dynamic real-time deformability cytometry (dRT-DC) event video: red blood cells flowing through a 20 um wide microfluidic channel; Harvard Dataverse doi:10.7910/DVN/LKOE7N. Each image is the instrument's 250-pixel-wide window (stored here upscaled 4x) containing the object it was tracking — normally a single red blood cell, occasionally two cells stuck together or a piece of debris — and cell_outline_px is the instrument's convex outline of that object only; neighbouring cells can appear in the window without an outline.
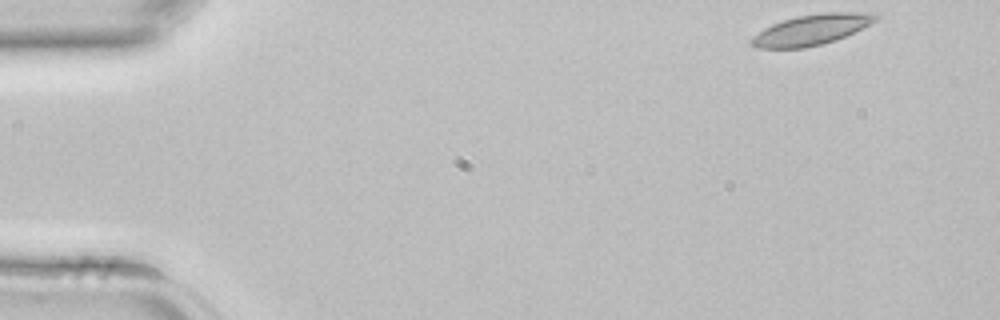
{"species": "common noctule bat (a hibernating species)", "species_latin": "Nyctalus noctula", "temperature_condition": "room temperature", "stored_images_in_passage": 41, "camera_frame_rate_fps": 3000, "um_per_image_px": 0.085, "animal": {"sex": "female", "body_mass_g": 22.7, "forearm_length_mm": 54.2}, "frame": {"image": 1, "passage_image": 1, "time_ms": 0.0, "image_size_px": [1000, 320], "cell_outline_px": [[880, 20], [836, 40], [804, 48], [756, 48], [748, 44], [748, 40], [752, 36], [764, 28], [772, 24], [796, 16], [824, 12], [876, 12], [880, 16]], "centroid_in_image_um": [69.0, 2.51], "position_along_channel_um": 16.0, "area_um2": 22.43}}
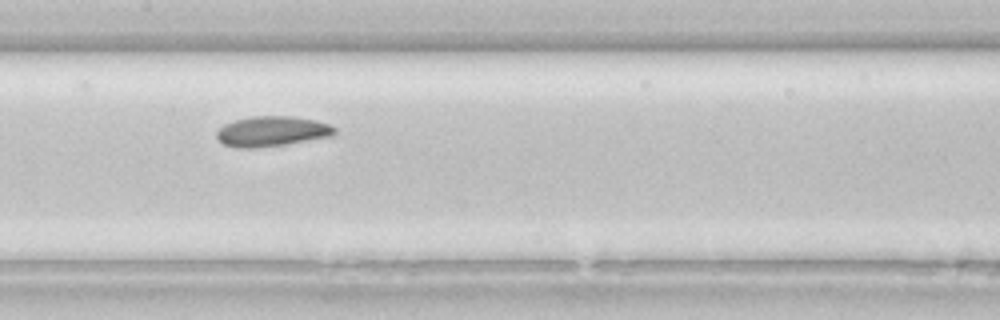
{"frame": {"image": 2, "passage_image": 19, "time_ms": 6.0, "image_size_px": [1000, 320], "cell_outline_px": [[336, 132], [332, 136], [284, 144], [256, 148], [236, 148], [224, 144], [216, 136], [216, 132], [224, 124], [236, 120], [252, 116], [292, 116], [316, 120], [328, 124], [336, 128]], "centroid_in_image_um": [23.11, 11.16], "position_along_channel_um": 184.3, "area_um2": 20.63}}
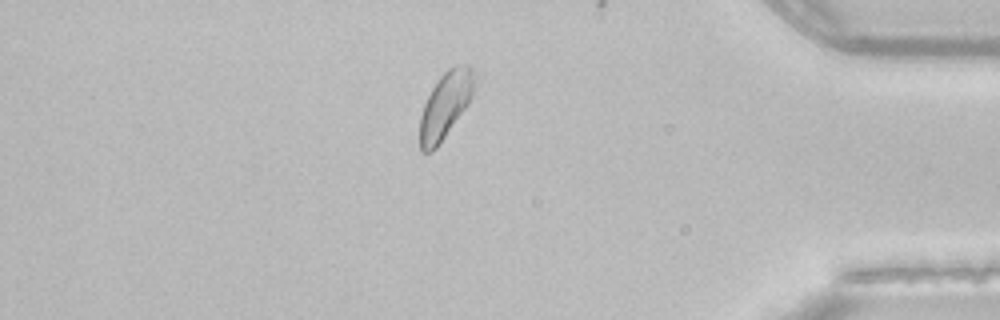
{"frame": {"image": 3, "passage_image": 35, "time_ms": 11.333, "image_size_px": [1000, 320], "cell_outline_px": [[472, 96], [468, 104], [436, 148], [432, 152], [420, 152], [420, 116], [424, 104], [432, 88], [440, 76], [448, 68], [456, 64], [468, 64], [472, 68]], "centroid_in_image_um": [37.82, 8.95], "position_along_channel_um": 397.4, "area_um2": 20.63}}